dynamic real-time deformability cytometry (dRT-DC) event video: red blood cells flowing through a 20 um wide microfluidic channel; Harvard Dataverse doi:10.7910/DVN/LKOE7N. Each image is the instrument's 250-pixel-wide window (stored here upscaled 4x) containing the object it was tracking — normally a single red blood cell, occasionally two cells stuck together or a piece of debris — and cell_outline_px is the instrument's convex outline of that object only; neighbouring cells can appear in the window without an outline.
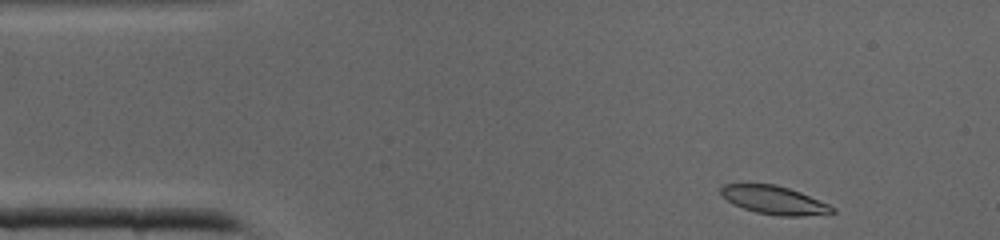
{"species": "common noctule bat (a hibernating species)", "species_latin": "Nyctalus noctula", "temperature_condition": "cold", "stored_images_in_passage": 37, "camera_frame_rate_fps": 3000, "um_per_image_px": 0.085, "animal": {"sex": "male", "body_mass_g": 19.0, "forearm_length_mm": 50.8}, "frame": {"image": 1, "passage_image": 1, "time_ms": 0.0, "image_size_px": [1000, 240], "cell_outline_px": [[836, 212], [804, 216], [780, 216], [756, 212], [732, 204], [720, 192], [720, 188], [724, 184], [776, 184], [800, 192], [828, 204], [836, 208]], "centroid_in_image_um": [65.81, 17.01], "position_along_channel_um": 19.2, "area_um2": 18.21}}
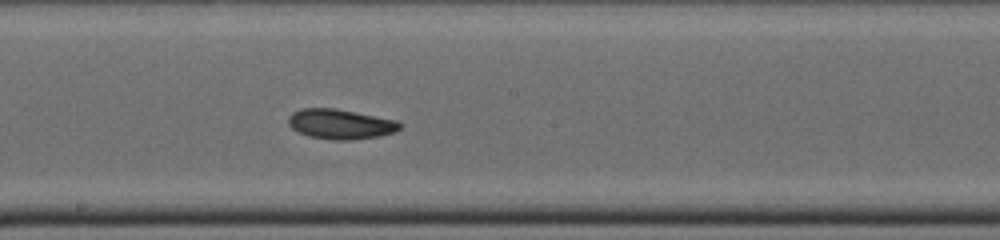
{"frame": {"image": 2, "passage_image": 18, "time_ms": 5.667, "image_size_px": [1000, 240], "cell_outline_px": [[400, 128], [396, 132], [380, 136], [352, 140], [332, 140], [308, 136], [292, 128], [288, 124], [288, 116], [292, 112], [300, 108], [332, 108], [396, 120], [400, 124]], "centroid_in_image_um": [28.91, 10.55], "position_along_channel_um": 219.3, "area_um2": 19.36}}
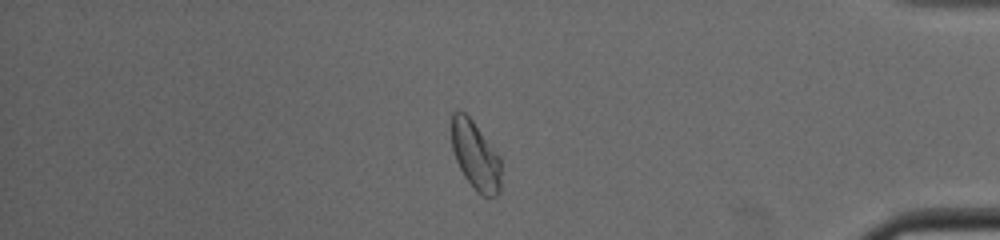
{"frame": {"image": 3, "passage_image": 31, "time_ms": 10.0, "image_size_px": [1000, 240], "cell_outline_px": [[500, 192], [496, 196], [484, 196], [476, 192], [464, 176], [456, 160], [452, 148], [452, 112], [464, 112], [472, 120], [500, 156]], "centroid_in_image_um": [40.42, 13.25], "position_along_channel_um": 394.8, "area_um2": 19.59}}